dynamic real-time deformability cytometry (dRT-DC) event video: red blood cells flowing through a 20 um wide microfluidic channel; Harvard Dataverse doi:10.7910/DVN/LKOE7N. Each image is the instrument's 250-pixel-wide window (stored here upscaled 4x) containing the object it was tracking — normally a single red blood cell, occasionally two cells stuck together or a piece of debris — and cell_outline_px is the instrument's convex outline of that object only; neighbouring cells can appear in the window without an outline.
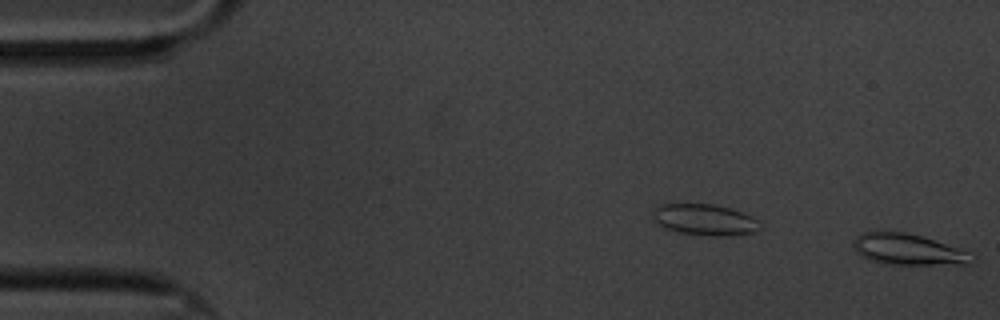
{"species": "common noctule bat (a hibernating species)", "species_latin": "Nyctalus noctula", "temperature_condition": "cold", "stored_images_in_passage": 2, "camera_frame_rate_fps": 3000, "um_per_image_px": 0.085, "animal": {"sex": "male", "body_mass_g": 20.1, "forearm_length_mm": 53.5}, "frame": {"image": 1, "passage_image": 2, "time_ms": 0.333, "image_size_px": [1000, 320], "cell_outline_px": [[976, 260], [968, 264], [884, 264], [860, 256], [856, 252], [852, 244], [852, 240], [860, 232], [904, 232], [920, 236], [968, 252]], "centroid_in_image_um": [77.11, 21.21], "position_along_channel_um": 7.9, "area_um2": 21.1}}